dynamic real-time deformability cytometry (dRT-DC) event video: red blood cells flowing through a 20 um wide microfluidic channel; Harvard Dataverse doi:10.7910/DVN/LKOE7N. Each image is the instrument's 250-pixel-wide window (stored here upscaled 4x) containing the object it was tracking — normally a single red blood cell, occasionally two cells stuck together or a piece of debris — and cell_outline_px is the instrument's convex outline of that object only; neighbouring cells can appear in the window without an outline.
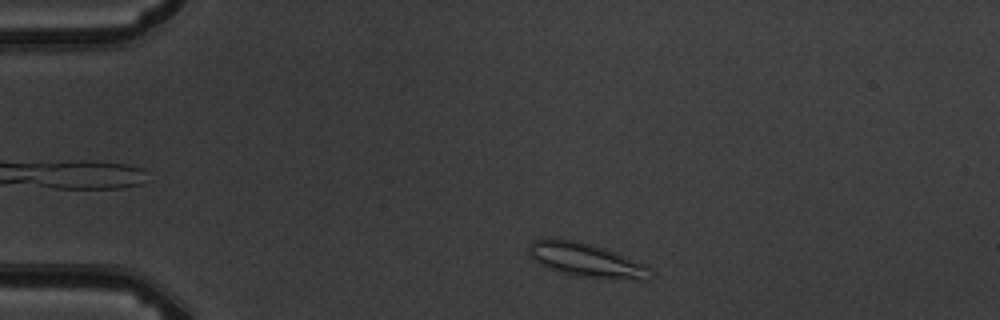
{"species": "common noctule bat (a hibernating species)", "species_latin": "Nyctalus noctula", "temperature_condition": "warm", "stored_images_in_passage": 5, "camera_frame_rate_fps": 3000, "um_per_image_px": 0.085, "animal": {"sex": "male", "body_mass_g": 19.5, "forearm_length_mm": 54.6}, "frame": {"image": 1, "passage_image": 5, "time_ms": 4.667, "image_size_px": [1000, 320], "cell_outline_px": [[652, 268], [648, 280], [640, 280], [580, 276], [548, 268], [532, 260], [528, 252], [528, 248], [532, 240], [548, 236], [552, 236], [576, 240], [592, 244], [616, 252], [644, 264]], "centroid_in_image_um": [49.76, 22.06], "position_along_channel_um": 35.2, "area_um2": 24.22}}